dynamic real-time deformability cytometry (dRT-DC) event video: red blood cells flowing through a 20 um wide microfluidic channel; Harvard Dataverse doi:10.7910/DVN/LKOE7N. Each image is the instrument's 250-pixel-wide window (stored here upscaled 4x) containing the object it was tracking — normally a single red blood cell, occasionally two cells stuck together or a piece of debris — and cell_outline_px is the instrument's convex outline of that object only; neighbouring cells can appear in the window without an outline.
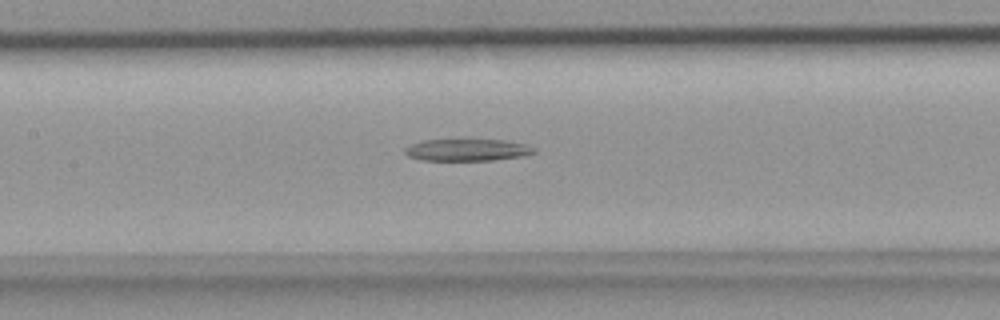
{"species": "common noctule bat (a hibernating species)", "species_latin": "Nyctalus noctula", "temperature_condition": "room temperature", "stored_images_in_passage": 32, "camera_frame_rate_fps": 3000, "um_per_image_px": 0.085, "animal": {"sex": "female", "body_mass_g": 18.4}, "frame": {"image": 1, "passage_image": 8, "time_ms": 2.333, "image_size_px": [1000, 320], "cell_outline_px": [[536, 152], [524, 156], [492, 160], [420, 160], [408, 156], [404, 152], [404, 148], [412, 144], [424, 140], [504, 140], [524, 144], [536, 148]], "centroid_in_image_um": [39.72, 12.75], "position_along_channel_um": 167.7, "area_um2": 16.42}}
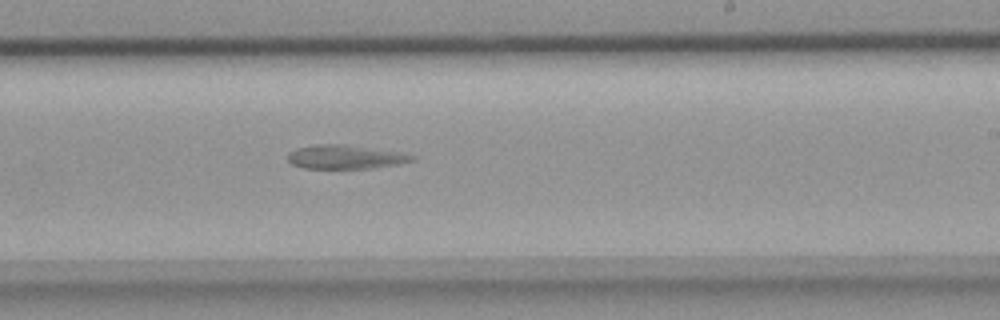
{"frame": {"image": 2, "passage_image": 14, "time_ms": 4.333, "image_size_px": [1000, 320], "cell_outline_px": [[416, 160], [396, 164], [372, 168], [304, 168], [292, 164], [288, 160], [288, 152], [296, 148], [316, 144], [344, 144], [400, 152], [416, 156]], "centroid_in_image_um": [29.34, 13.33], "position_along_channel_um": 259.7, "area_um2": 17.22}}
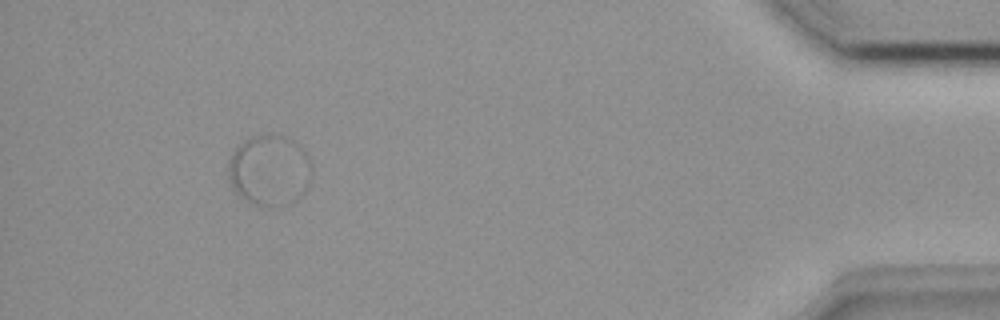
{"frame": {"image": 3, "passage_image": 28, "time_ms": 9.0, "image_size_px": [1000, 320], "cell_outline_px": [[312, 168], [268, 204], [260, 204], [248, 200], [240, 196], [236, 192], [228, 180], [228, 164], [232, 152], [244, 140], [252, 136], [272, 132], [296, 140], [300, 144], [308, 156]], "centroid_in_image_um": [22.66, 14.17], "position_along_channel_um": 412.5, "area_um2": 30.63}}